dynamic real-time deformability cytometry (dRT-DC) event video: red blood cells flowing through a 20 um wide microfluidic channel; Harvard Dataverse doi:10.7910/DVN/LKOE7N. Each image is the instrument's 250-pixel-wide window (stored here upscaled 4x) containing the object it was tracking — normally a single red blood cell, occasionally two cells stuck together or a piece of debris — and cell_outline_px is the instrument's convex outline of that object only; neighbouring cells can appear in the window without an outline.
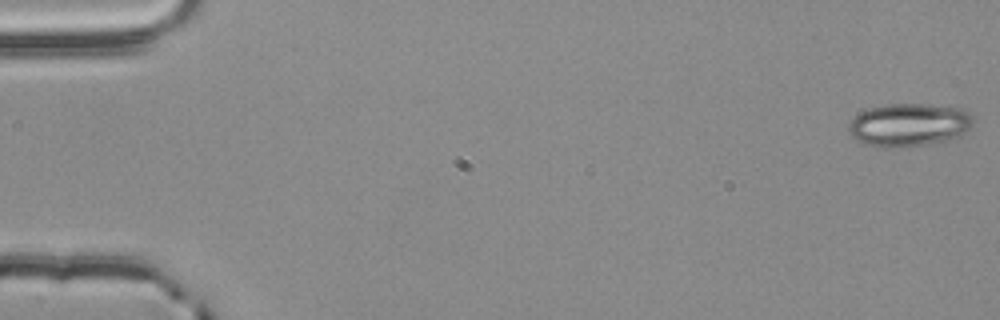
{"species": "common noctule bat (a hibernating species)", "species_latin": "Nyctalus noctula", "temperature_condition": "room temperature", "stored_images_in_passage": 10, "camera_frame_rate_fps": 3000, "um_per_image_px": 0.085, "animal": {"sex": "male", "body_mass_g": 20.4}, "frame": {"image": 1, "passage_image": 1, "time_ms": 0.0, "image_size_px": [1000, 320], "cell_outline_px": [[972, 124], [960, 136], [948, 140], [908, 148], [884, 148], [864, 144], [856, 140], [848, 132], [848, 124], [860, 112], [868, 108], [888, 104], [928, 104], [964, 108], [972, 116]], "centroid_in_image_um": [77.24, 10.63], "position_along_channel_um": 7.8, "area_um2": 31.67}}